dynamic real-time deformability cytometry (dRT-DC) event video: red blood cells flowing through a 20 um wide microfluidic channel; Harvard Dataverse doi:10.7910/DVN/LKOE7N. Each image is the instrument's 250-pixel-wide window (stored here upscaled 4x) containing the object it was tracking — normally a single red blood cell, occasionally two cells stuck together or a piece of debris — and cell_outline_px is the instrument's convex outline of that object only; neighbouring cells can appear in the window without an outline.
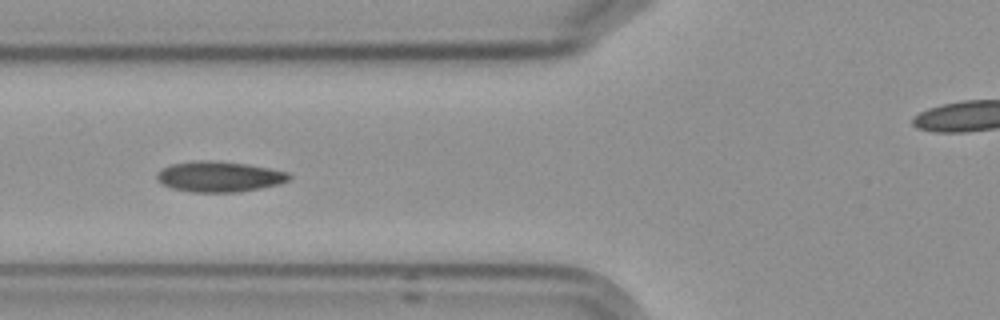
{"species": "Egyptian fruit bat (a non-hibernating species)", "species_latin": "Rousettus aegyptiacus", "temperature_condition": "cold", "stored_images_in_passage": 9, "camera_frame_rate_fps": 3000, "um_per_image_px": 0.085, "frame": {"image": 1, "passage_image": 7, "time_ms": 7.0, "image_size_px": [1000, 320], "cell_outline_px": [[292, 176], [288, 180], [280, 184], [260, 188], [236, 192], [192, 192], [172, 188], [160, 184], [156, 180], [156, 172], [172, 164], [200, 160], [212, 160], [248, 164], [288, 172]], "centroid_in_image_um": [18.62, 15.01], "position_along_channel_um": 107.2, "area_um2": 23.58}}
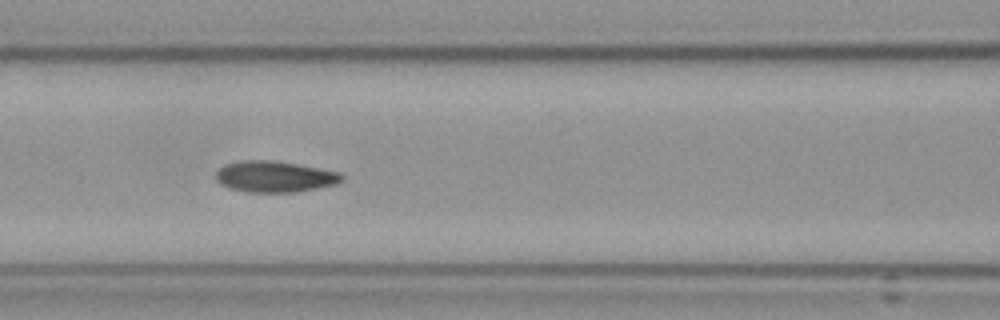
{"frame": {"image": 2, "passage_image": 8, "time_ms": 8.0, "image_size_px": [1000, 320], "cell_outline_px": [[344, 180], [336, 184], [296, 192], [248, 192], [228, 188], [220, 184], [216, 180], [216, 172], [224, 164], [240, 160], [272, 160], [296, 164], [340, 172], [344, 176]], "centroid_in_image_um": [23.33, 15.01], "position_along_channel_um": 143.3, "area_um2": 22.95}}